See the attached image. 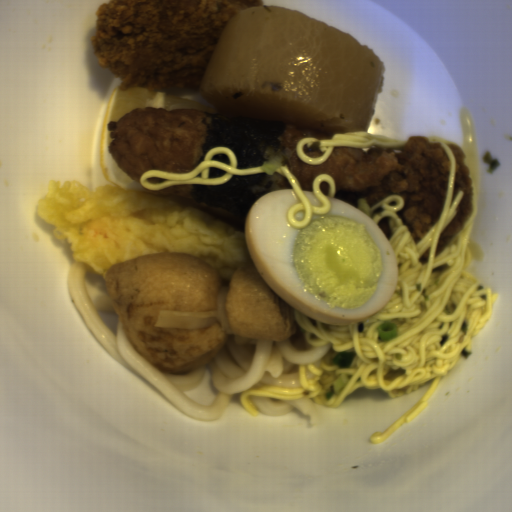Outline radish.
<instances>
[{
  "label": "radish",
  "mask_w": 512,
  "mask_h": 512,
  "mask_svg": "<svg viewBox=\"0 0 512 512\" xmlns=\"http://www.w3.org/2000/svg\"><path fill=\"white\" fill-rule=\"evenodd\" d=\"M384 68L359 37L298 11L247 7L228 16L199 92L229 113L291 129L367 132Z\"/></svg>",
  "instance_id": "1"
}]
</instances>
